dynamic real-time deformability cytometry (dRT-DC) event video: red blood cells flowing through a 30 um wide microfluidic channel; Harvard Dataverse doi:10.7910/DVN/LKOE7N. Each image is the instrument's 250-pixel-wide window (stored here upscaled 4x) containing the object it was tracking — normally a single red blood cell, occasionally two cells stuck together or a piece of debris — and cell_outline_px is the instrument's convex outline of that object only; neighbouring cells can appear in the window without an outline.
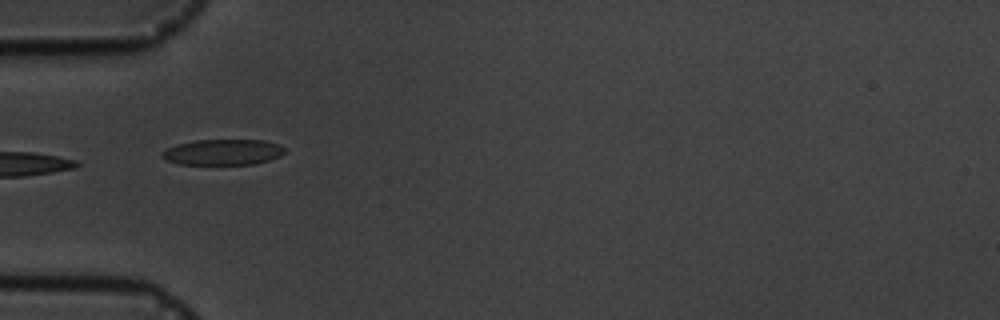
{"species": "common noctule bat (a hibernating species)", "species_latin": "Nyctalus noctula", "temperature_condition": "cold", "stored_images_in_passage": 17, "camera_frame_rate_fps": 3000, "um_per_image_px": 0.085, "animal": {"sex": "male", "body_mass_g": 19.5, "forearm_length_mm": 54.6}, "frame": {"image": 1, "passage_image": 6, "time_ms": 6.333, "image_size_px": [1000, 320], "cell_outline_px": [[284, 152], [280, 156], [256, 164], [180, 164], [164, 160], [160, 156], [160, 152], [176, 144], [196, 140], [264, 140], [276, 144], [284, 148]], "centroid_in_image_um": [18.89, 12.93], "position_along_channel_um": 66.1, "area_um2": 18.38}}
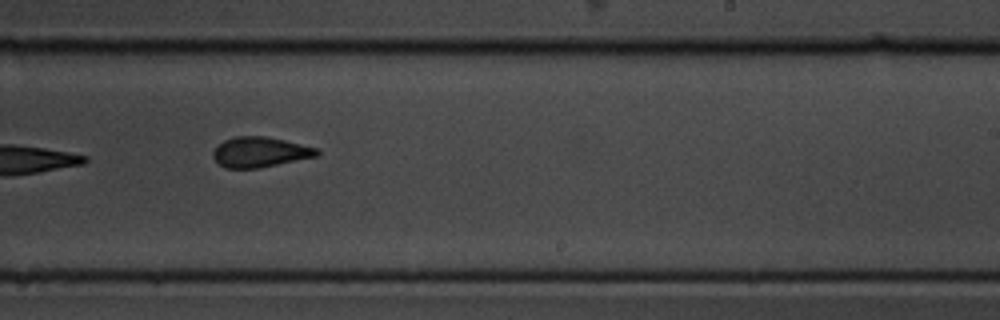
{"frame": {"image": 2, "passage_image": 11, "time_ms": 12.0, "image_size_px": [1000, 320], "cell_outline_px": [[320, 152], [316, 156], [260, 168], [224, 168], [212, 156], [212, 152], [224, 140], [236, 136], [264, 136], [284, 140], [320, 148]], "centroid_in_image_um": [22.11, 12.93], "position_along_channel_um": 266.9, "area_um2": 18.21}}
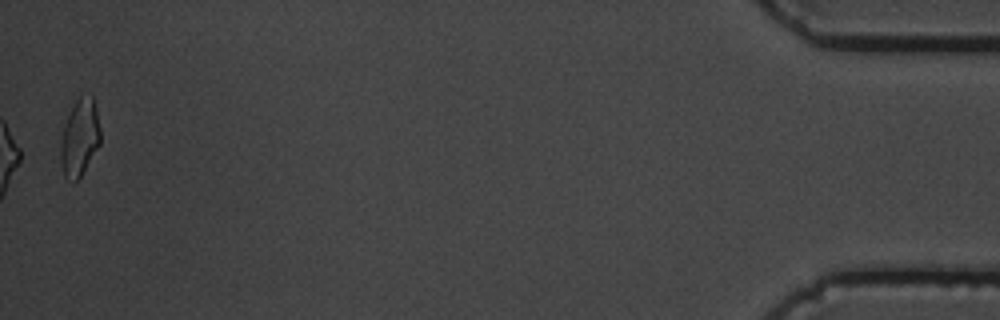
{"frame": {"image": 3, "passage_image": 17, "time_ms": 19.0, "image_size_px": [1000, 320], "cell_outline_px": [[100, 144], [80, 176], [72, 184], [64, 176], [60, 160], [60, 144], [64, 124], [76, 100], [80, 96], [92, 92], [100, 128]], "centroid_in_image_um": [6.77, 11.69], "position_along_channel_um": 428.4, "area_um2": 17.86}, "authors_computed_cell_mechanics": {"area_um2": 18.0336, "velocity_mm_per_s": 3.5636, "shape_relaxation_time_tau1_ms": 5.0474, "shape_relaxation_time_tau2_ms": 0.6984, "deformation_change_tau1": 0.112, "deformation_change_tau2": 0.0345}}